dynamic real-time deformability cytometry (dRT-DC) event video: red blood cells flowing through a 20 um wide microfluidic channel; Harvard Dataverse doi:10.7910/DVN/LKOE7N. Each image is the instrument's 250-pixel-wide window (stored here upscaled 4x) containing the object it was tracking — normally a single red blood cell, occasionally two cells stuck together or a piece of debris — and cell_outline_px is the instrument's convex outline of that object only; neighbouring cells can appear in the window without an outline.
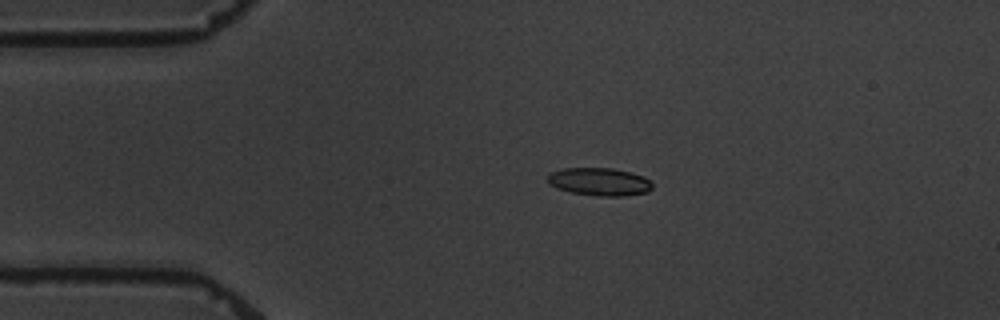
{"species": "common noctule bat (a hibernating species)", "species_latin": "Nyctalus noctula", "temperature_condition": "warm", "stored_images_in_passage": 6, "camera_frame_rate_fps": 3000, "um_per_image_px": 0.085, "animal": {"sex": "male", "body_mass_g": 19.5, "forearm_length_mm": 54.6}, "frame": {"image": 1, "passage_image": 4, "time_ms": 3.667, "image_size_px": [1000, 320], "cell_outline_px": [[652, 188], [648, 192], [620, 196], [596, 196], [572, 192], [556, 188], [548, 184], [548, 176], [552, 172], [564, 168], [612, 168], [644, 176], [652, 184]], "centroid_in_image_um": [50.94, 15.45], "position_along_channel_um": 34.1, "area_um2": 16.88}}
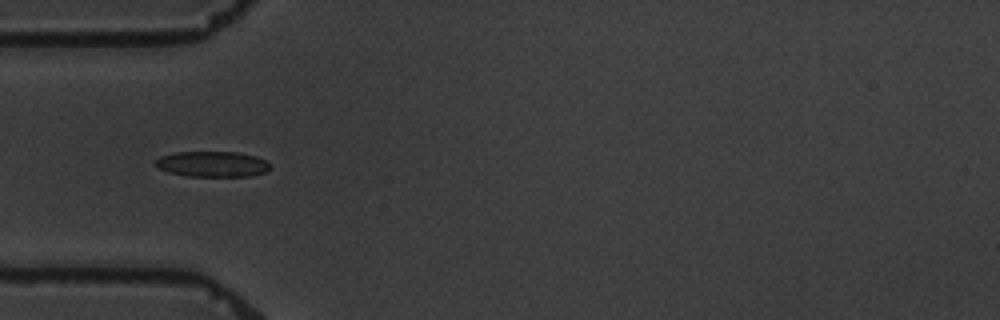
{"frame": {"image": 2, "passage_image": 6, "time_ms": 5.667, "image_size_px": [1000, 320], "cell_outline_px": [[268, 168], [264, 172], [252, 176], [188, 176], [168, 172], [156, 168], [152, 164], [160, 156], [176, 152], [236, 152], [256, 156], [264, 160], [268, 164]], "centroid_in_image_um": [17.97, 13.95], "position_along_channel_um": 67.0, "area_um2": 17.05}}